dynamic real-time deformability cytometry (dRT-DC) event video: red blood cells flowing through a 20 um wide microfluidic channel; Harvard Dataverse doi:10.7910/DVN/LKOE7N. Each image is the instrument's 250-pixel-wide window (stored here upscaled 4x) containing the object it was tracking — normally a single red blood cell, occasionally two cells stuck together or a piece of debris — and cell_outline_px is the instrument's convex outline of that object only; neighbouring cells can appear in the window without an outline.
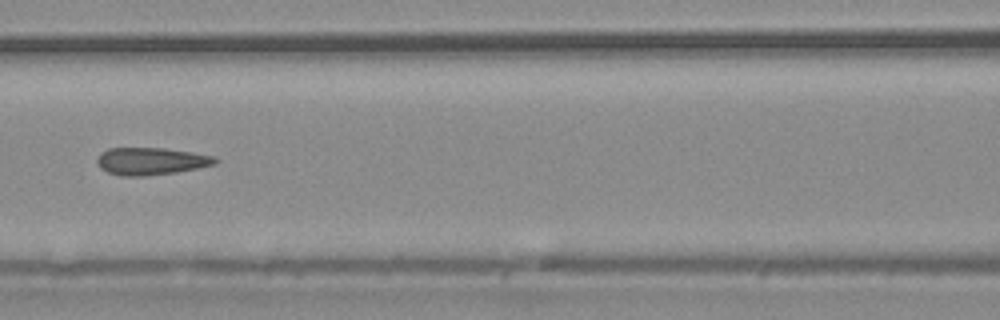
{"species": "common noctule bat (a hibernating species)", "species_latin": "Nyctalus noctula", "temperature_condition": "warm", "stored_images_in_passage": 7, "camera_frame_rate_fps": 3000, "um_per_image_px": 0.085, "animal": {"sex": "male", "body_mass_g": 20.4}, "frame": {"image": 1, "passage_image": 7, "time_ms": 2.0, "image_size_px": [1000, 320], "cell_outline_px": [[220, 160], [216, 164], [176, 172], [144, 176], [120, 176], [108, 172], [100, 168], [96, 160], [100, 152], [108, 148], [164, 148], [192, 152], [212, 156]], "centroid_in_image_um": [12.81, 13.7], "position_along_channel_um": 153.8, "area_um2": 18.84}}